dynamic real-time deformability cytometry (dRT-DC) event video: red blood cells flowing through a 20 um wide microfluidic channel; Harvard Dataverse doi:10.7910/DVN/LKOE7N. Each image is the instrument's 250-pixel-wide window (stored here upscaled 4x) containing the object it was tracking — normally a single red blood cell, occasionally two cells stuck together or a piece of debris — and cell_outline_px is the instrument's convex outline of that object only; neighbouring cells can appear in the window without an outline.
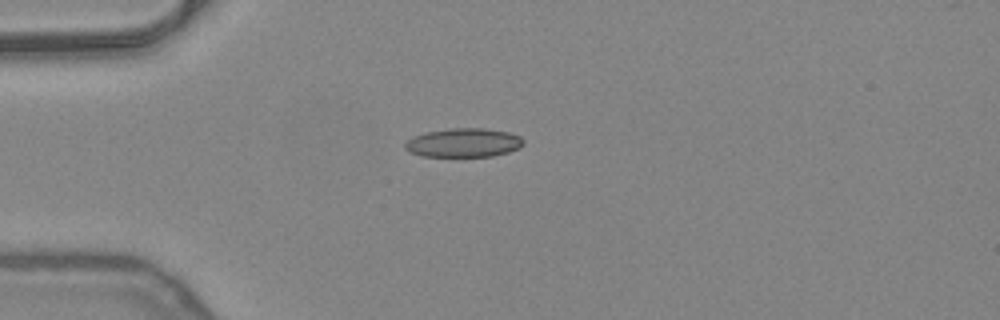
{"species": "common noctule bat (a hibernating species)", "species_latin": "Nyctalus noctula", "temperature_condition": "warm", "stored_images_in_passage": 4, "camera_frame_rate_fps": 3000, "um_per_image_px": 0.085, "animal": {"sex": "female", "body_mass_g": 24.6, "forearm_length_mm": 56.2}, "frame": {"image": 1, "passage_image": 1, "time_ms": 0.0, "image_size_px": [1000, 320], "cell_outline_px": [[524, 144], [520, 148], [508, 152], [492, 156], [424, 156], [412, 152], [404, 148], [404, 144], [412, 136], [424, 132], [452, 128], [484, 128], [508, 132], [520, 136], [524, 140]], "centroid_in_image_um": [39.42, 12.12], "position_along_channel_um": 45.6, "area_um2": 19.94}}